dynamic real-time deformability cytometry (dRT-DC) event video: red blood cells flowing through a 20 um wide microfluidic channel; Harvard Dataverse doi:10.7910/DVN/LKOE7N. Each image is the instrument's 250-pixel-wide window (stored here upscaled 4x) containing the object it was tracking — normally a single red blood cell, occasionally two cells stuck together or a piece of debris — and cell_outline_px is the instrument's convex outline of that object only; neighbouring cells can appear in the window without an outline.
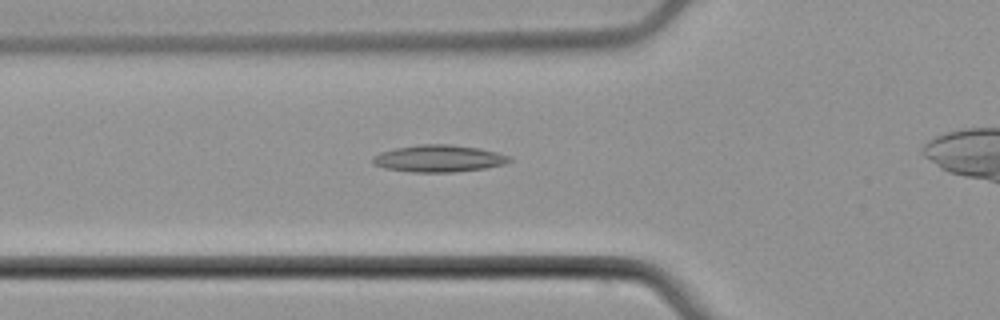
{"species": "common noctule bat (a hibernating species)", "species_latin": "Nyctalus noctula", "temperature_condition": "cold", "stored_images_in_passage": 41, "camera_frame_rate_fps": 3000, "um_per_image_px": 0.085, "animal": {"sex": "male", "body_mass_g": 21.5, "forearm_length_mm": 52.0}, "frame": {"image": 1, "passage_image": 13, "time_ms": 4.0, "image_size_px": [1000, 320], "cell_outline_px": [[512, 160], [504, 164], [484, 168], [456, 172], [412, 172], [384, 168], [372, 164], [372, 156], [380, 152], [396, 148], [420, 144], [452, 144], [480, 148], [496, 152], [508, 156]], "centroid_in_image_um": [37.26, 13.47], "position_along_channel_um": 88.5, "area_um2": 21.56}}
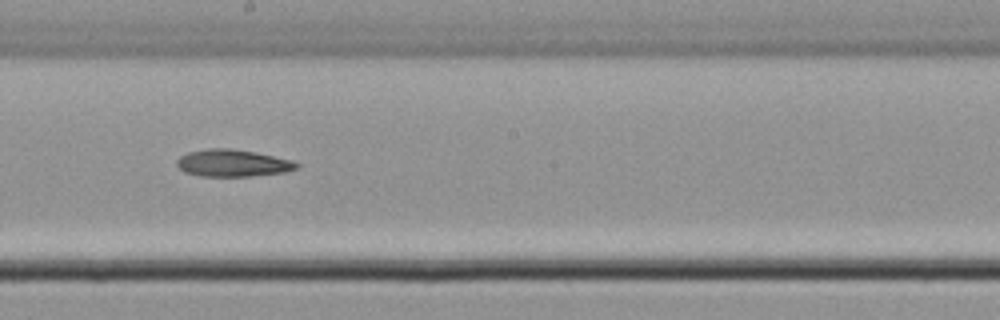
{"frame": {"image": 2, "passage_image": 24, "time_ms": 7.667, "image_size_px": [1000, 320], "cell_outline_px": [[300, 168], [284, 172], [252, 176], [200, 176], [184, 172], [176, 164], [176, 160], [180, 156], [188, 152], [208, 148], [232, 148], [256, 152], [292, 160], [300, 164]], "centroid_in_image_um": [19.79, 13.86], "position_along_channel_um": 228.4, "area_um2": 19.07}}
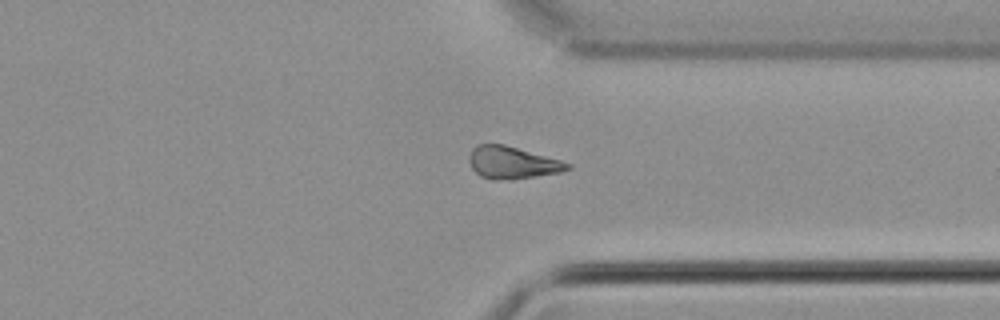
{"frame": {"image": 3, "passage_image": 35, "time_ms": 11.333, "image_size_px": [1000, 320], "cell_outline_px": [[572, 168], [560, 172], [512, 180], [492, 180], [480, 176], [472, 168], [468, 160], [468, 156], [472, 148], [476, 144], [504, 144], [560, 160], [572, 164]], "centroid_in_image_um": [43.51, 13.83], "position_along_channel_um": 367.9, "area_um2": 18.61}, "authors_computed_cell_mechanics": {"area_um2": 19.1896, "velocity_mm_per_s": 3.8063, "shape_relaxation_time_tau1_ms": 6.9619, "shape_relaxation_time_tau2_ms": null, "deformation_change_tau1": 0.1316, "deformation_change_tau2": null}}